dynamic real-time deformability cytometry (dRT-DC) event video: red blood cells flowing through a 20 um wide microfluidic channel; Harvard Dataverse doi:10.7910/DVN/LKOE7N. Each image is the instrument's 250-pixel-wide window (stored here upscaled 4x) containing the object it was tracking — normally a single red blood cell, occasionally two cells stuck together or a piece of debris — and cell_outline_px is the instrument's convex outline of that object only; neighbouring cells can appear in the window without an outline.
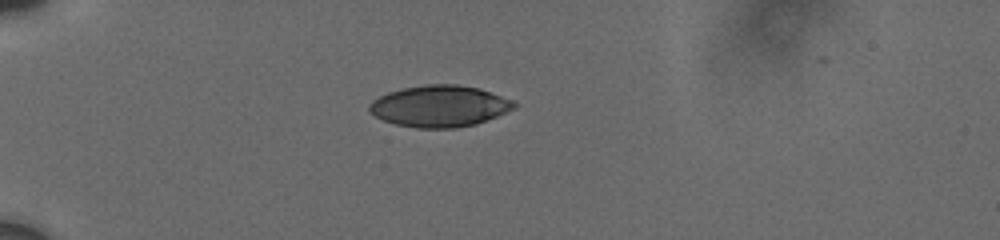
{"species": "human", "species_latin": "Homo sapiens", "temperature_condition": "cold", "stored_images_in_passage": 41, "camera_frame_rate_fps": 3000, "um_per_image_px": 0.085, "donor": {"sex": "male"}, "frame": {"image": 1, "passage_image": 1, "time_ms": 0.0, "image_size_px": [1000, 240], "cell_outline_px": [[520, 104], [516, 108], [476, 124], [456, 128], [416, 128], [396, 124], [384, 120], [368, 112], [368, 104], [372, 100], [388, 92], [404, 88], [428, 84], [456, 84], [480, 88], [512, 100]], "centroid_in_image_um": [37.37, 9.02], "position_along_channel_um": 47.6, "area_um2": 35.08}}
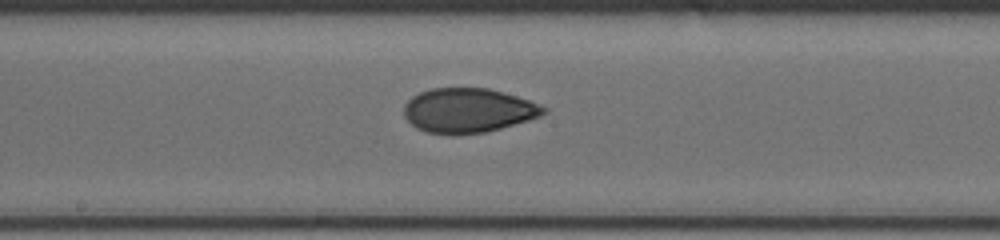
{"frame": {"image": 2, "passage_image": 17, "time_ms": 5.333, "image_size_px": [1000, 240], "cell_outline_px": [[548, 112], [540, 116], [528, 120], [488, 132], [456, 136], [452, 136], [428, 132], [416, 128], [404, 116], [404, 104], [412, 96], [420, 92], [432, 88], [488, 88], [516, 96], [528, 100], [548, 108]], "centroid_in_image_um": [39.78, 9.41], "position_along_channel_um": 208.4, "area_um2": 36.47}}
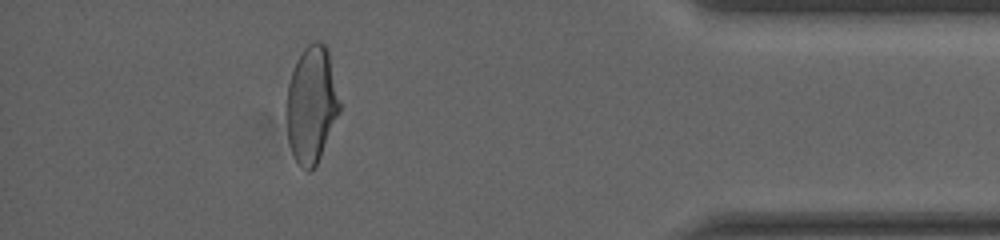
{"frame": {"image": 3, "passage_image": 36, "time_ms": 11.667, "image_size_px": [1000, 240], "cell_outline_px": [[340, 112], [320, 156], [316, 164], [308, 172], [300, 168], [292, 152], [288, 140], [288, 84], [296, 60], [304, 48], [308, 44], [316, 40], [324, 44], [328, 48], [340, 104]], "centroid_in_image_um": [26.49, 8.88], "position_along_channel_um": 408.7, "area_um2": 35.6}, "authors_computed_cell_mechanics": {"area_um2": 36.6452, "velocity_mm_per_s": 3.713, "shape_relaxation_time_tau1_ms": 8.5842, "shape_relaxation_time_tau2_ms": 1.7457, "deformation_change_tau1": 0.1995, "deformation_change_tau2": 0.0605}}